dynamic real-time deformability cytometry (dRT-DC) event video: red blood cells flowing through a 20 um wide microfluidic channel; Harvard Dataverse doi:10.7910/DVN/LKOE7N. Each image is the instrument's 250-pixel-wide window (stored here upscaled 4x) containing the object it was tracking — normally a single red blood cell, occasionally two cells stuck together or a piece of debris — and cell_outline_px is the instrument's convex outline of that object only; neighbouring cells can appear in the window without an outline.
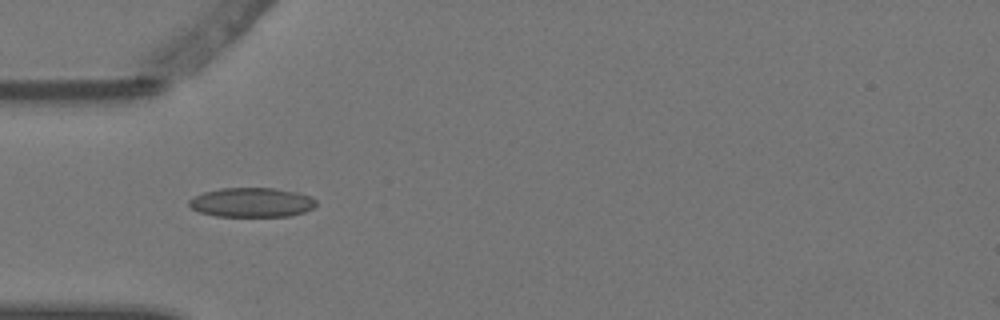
{"species": "Egyptian fruit bat (a non-hibernating species)", "species_latin": "Rousettus aegyptiacus", "temperature_condition": "warm", "stored_images_in_passage": 10, "camera_frame_rate_fps": 3000, "um_per_image_px": 0.085, "animal": {"sex": "female"}, "frame": {"image": 1, "passage_image": 5, "time_ms": 1.333, "image_size_px": [1000, 320], "cell_outline_px": [[316, 204], [312, 208], [304, 212], [288, 216], [216, 216], [200, 212], [192, 208], [188, 204], [188, 200], [192, 196], [204, 192], [220, 188], [272, 188], [300, 192], [312, 196], [316, 200]], "centroid_in_image_um": [21.4, 17.19], "position_along_channel_um": 63.6, "area_um2": 21.91}}
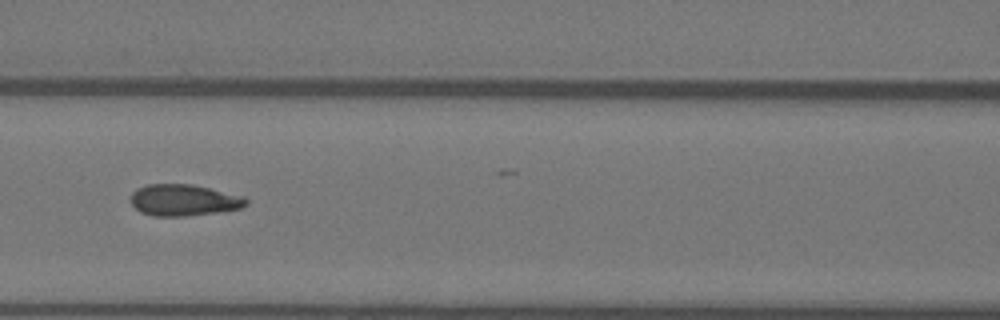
{"frame": {"image": 2, "passage_image": 7, "time_ms": 2.0, "image_size_px": [1000, 320], "cell_outline_px": [[248, 204], [240, 208], [220, 212], [184, 216], [152, 216], [140, 212], [128, 200], [132, 192], [136, 188], [148, 184], [188, 184], [208, 188], [244, 196], [248, 200]], "centroid_in_image_um": [15.58, 17.01], "position_along_channel_um": 151.0, "area_um2": 21.27}}
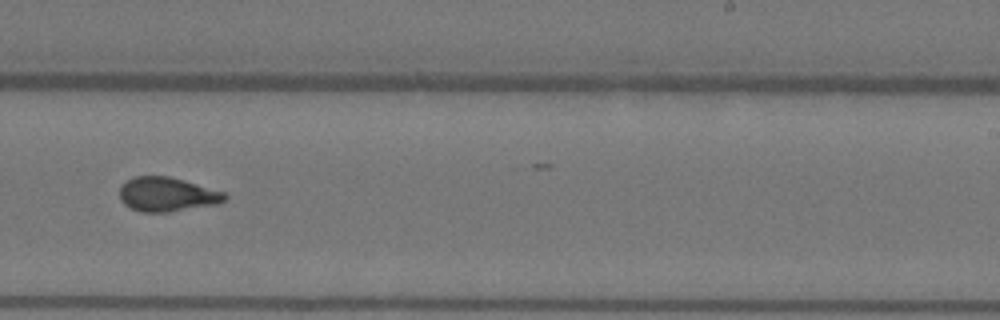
{"frame": {"image": 3, "passage_image": 10, "time_ms": 3.0, "image_size_px": [1000, 320], "cell_outline_px": [[228, 196], [220, 204], [168, 212], [140, 212], [124, 204], [120, 200], [120, 188], [128, 180], [136, 176], [168, 176], [224, 192]], "centroid_in_image_um": [14.21, 16.54], "position_along_channel_um": 274.8, "area_um2": 20.81}}